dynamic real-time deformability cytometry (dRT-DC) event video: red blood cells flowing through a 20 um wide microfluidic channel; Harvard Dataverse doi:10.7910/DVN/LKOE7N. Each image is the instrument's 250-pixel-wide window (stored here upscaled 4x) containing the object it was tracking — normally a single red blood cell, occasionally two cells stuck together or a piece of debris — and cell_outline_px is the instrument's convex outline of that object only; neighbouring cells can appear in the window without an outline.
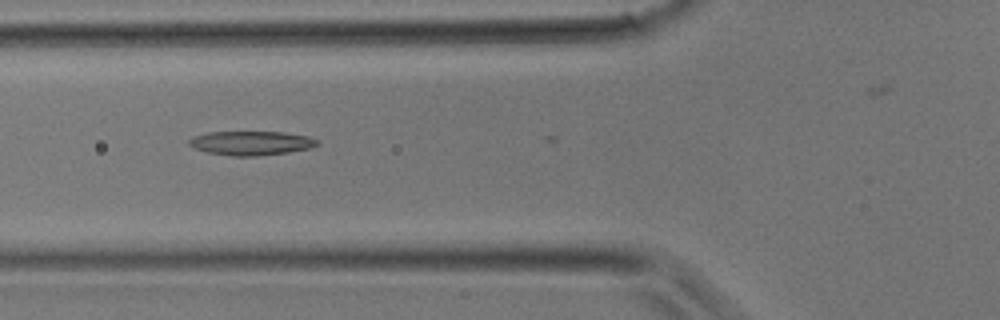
{"species": "common noctule bat (a hibernating species)", "species_latin": "Nyctalus noctula", "temperature_condition": "room temperature", "stored_images_in_passage": 15, "camera_frame_rate_fps": 3000, "um_per_image_px": 0.085, "animal": {"sex": "male", "body_mass_g": 17.9}, "frame": {"image": 1, "passage_image": 5, "time_ms": 1.333, "image_size_px": [1000, 320], "cell_outline_px": [[320, 144], [308, 148], [288, 152], [256, 156], [232, 156], [208, 152], [196, 148], [188, 144], [188, 140], [192, 136], [208, 132], [284, 132], [308, 136], [316, 140]], "centroid_in_image_um": [21.32, 12.15], "position_along_channel_um": 104.5, "area_um2": 17.86}}
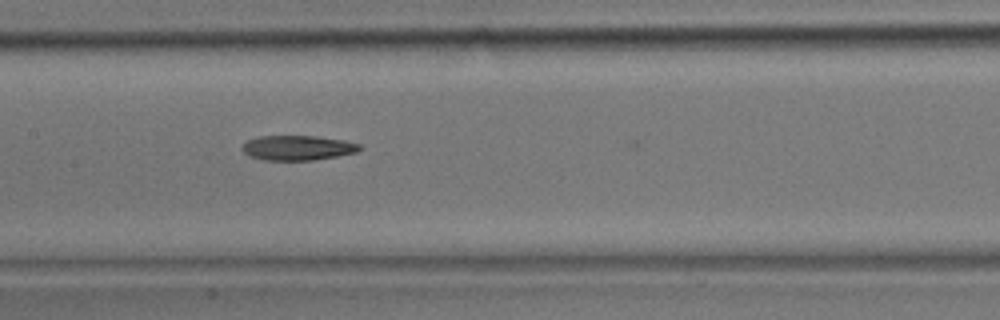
{"frame": {"image": 2, "passage_image": 9, "time_ms": 2.667, "image_size_px": [1000, 320], "cell_outline_px": [[364, 148], [356, 152], [336, 156], [312, 160], [260, 160], [248, 156], [240, 148], [248, 140], [260, 136], [316, 136], [344, 140], [360, 144]], "centroid_in_image_um": [25.29, 12.57], "position_along_channel_um": 182.1, "area_um2": 17.05}}
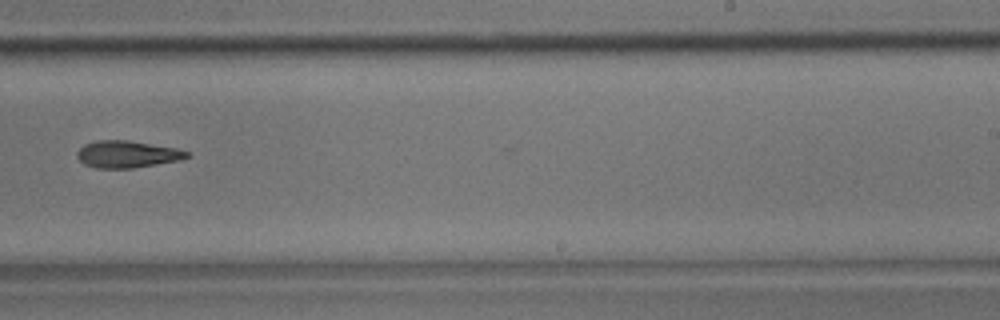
{"frame": {"image": 3, "passage_image": 14, "time_ms": 4.333, "image_size_px": [1000, 320], "cell_outline_px": [[188, 156], [180, 160], [132, 168], [96, 168], [84, 164], [76, 156], [76, 152], [84, 144], [96, 140], [128, 140], [176, 148], [188, 152]], "centroid_in_image_um": [10.76, 13.1], "position_along_channel_um": 278.2, "area_um2": 17.17}}